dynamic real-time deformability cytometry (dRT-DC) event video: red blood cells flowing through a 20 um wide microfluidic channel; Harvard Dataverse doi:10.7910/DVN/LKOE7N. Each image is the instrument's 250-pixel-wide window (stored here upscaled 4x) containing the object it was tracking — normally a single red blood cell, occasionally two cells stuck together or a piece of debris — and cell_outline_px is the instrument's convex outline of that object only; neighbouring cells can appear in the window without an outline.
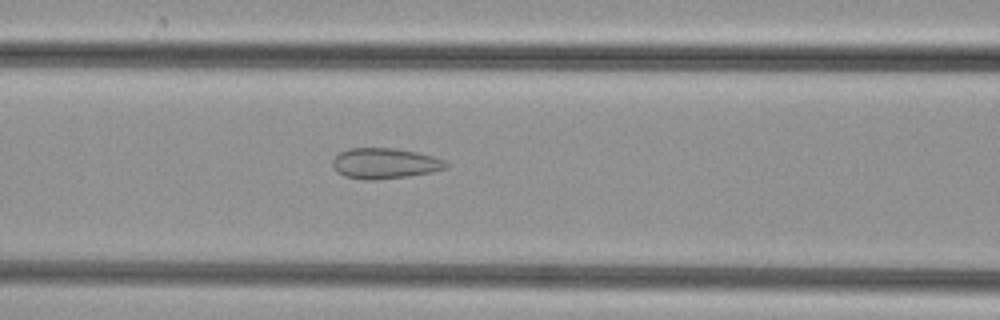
{"species": "common noctule bat (a hibernating species)", "species_latin": "Nyctalus noctula", "temperature_condition": "cold", "stored_images_in_passage": 49, "camera_frame_rate_fps": 3000, "um_per_image_px": 0.085, "animal": {"sex": "female", "body_mass_g": 29.2, "forearm_length_mm": 56.3}, "frame": {"image": 1, "passage_image": 20, "time_ms": 6.333, "image_size_px": [1000, 320], "cell_outline_px": [[448, 168], [432, 172], [408, 176], [376, 180], [364, 180], [344, 176], [336, 172], [332, 164], [332, 160], [340, 152], [348, 148], [396, 148], [416, 152], [432, 156], [444, 160], [448, 164]], "centroid_in_image_um": [32.69, 13.89], "position_along_channel_um": 133.9, "area_um2": 20.35}}
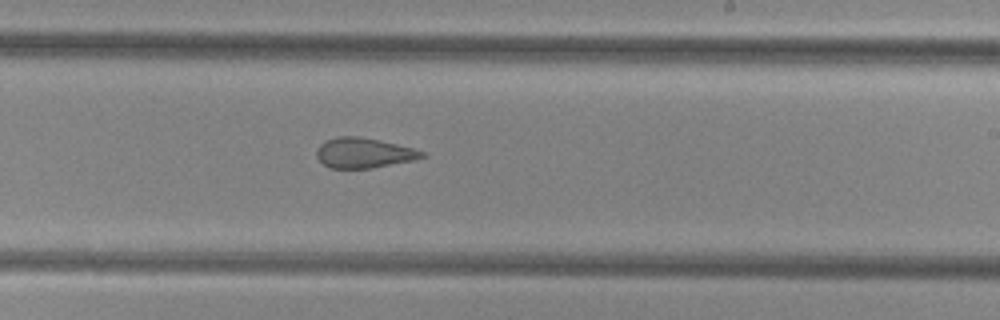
{"frame": {"image": 2, "passage_image": 29, "time_ms": 9.333, "image_size_px": [1000, 320], "cell_outline_px": [[428, 156], [416, 160], [372, 168], [328, 168], [316, 156], [316, 148], [324, 140], [336, 136], [360, 136], [396, 144], [412, 148], [424, 152]], "centroid_in_image_um": [30.91, 12.99], "position_along_channel_um": 258.1, "area_um2": 18.67}}
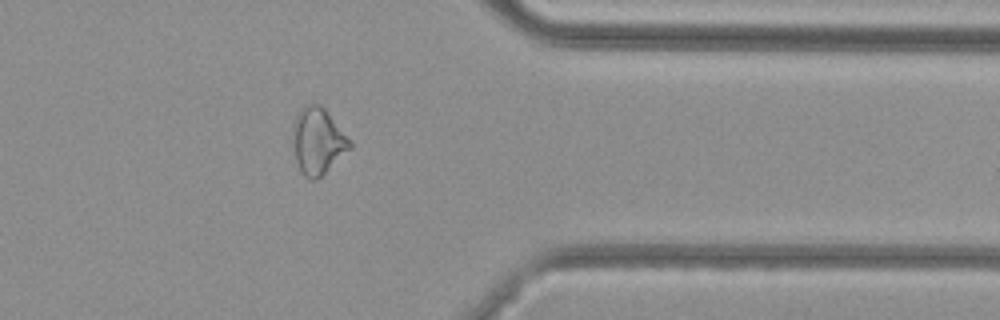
{"frame": {"image": 3, "passage_image": 39, "time_ms": 12.667, "image_size_px": [1000, 320], "cell_outline_px": [[352, 148], [316, 180], [312, 180], [304, 176], [296, 160], [292, 144], [292, 124], [296, 116], [304, 104], [320, 104], [324, 108], [352, 140]], "centroid_in_image_um": [27.01, 11.97], "position_along_channel_um": 384.4, "area_um2": 22.25}}